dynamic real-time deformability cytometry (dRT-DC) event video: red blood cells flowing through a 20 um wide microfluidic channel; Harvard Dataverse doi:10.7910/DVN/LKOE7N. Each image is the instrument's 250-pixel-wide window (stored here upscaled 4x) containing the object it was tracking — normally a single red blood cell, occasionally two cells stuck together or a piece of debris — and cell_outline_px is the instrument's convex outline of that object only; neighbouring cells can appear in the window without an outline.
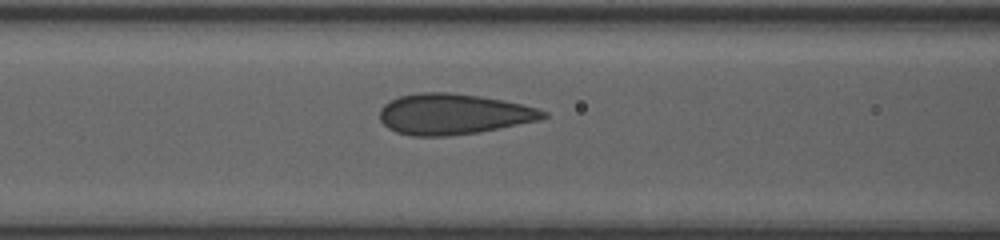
{"species": "human", "species_latin": "Homo sapiens", "temperature_condition": "room temperature", "stored_images_in_passage": 36, "camera_frame_rate_fps": 3000, "um_per_image_px": 0.085, "donor": {"sex": "female"}, "frame": {"image": 1, "passage_image": 13, "time_ms": 4.0, "image_size_px": [1000, 240], "cell_outline_px": [[548, 116], [540, 120], [480, 132], [448, 136], [412, 136], [396, 132], [388, 128], [380, 120], [380, 108], [384, 104], [400, 96], [420, 92], [448, 92], [480, 96], [520, 104], [536, 108], [548, 112]], "centroid_in_image_um": [38.52, 9.7], "position_along_channel_um": 128.1, "area_um2": 38.73}}
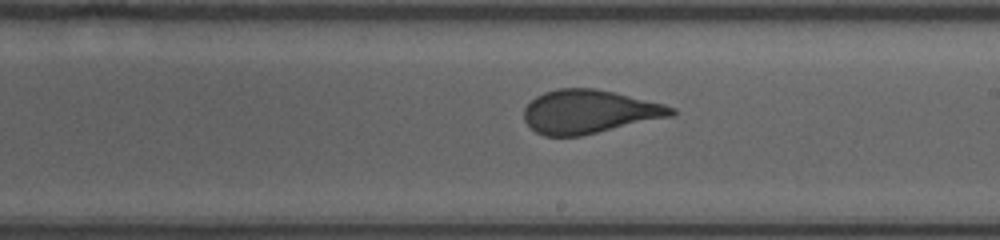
{"frame": {"image": 2, "passage_image": 21, "time_ms": 6.667, "image_size_px": [1000, 240], "cell_outline_px": [[676, 116], [580, 136], [544, 136], [536, 132], [524, 120], [524, 108], [536, 96], [544, 92], [556, 88], [592, 88], [612, 92], [664, 104], [676, 108]], "centroid_in_image_um": [50.11, 9.5], "position_along_channel_um": 238.9, "area_um2": 37.45}}
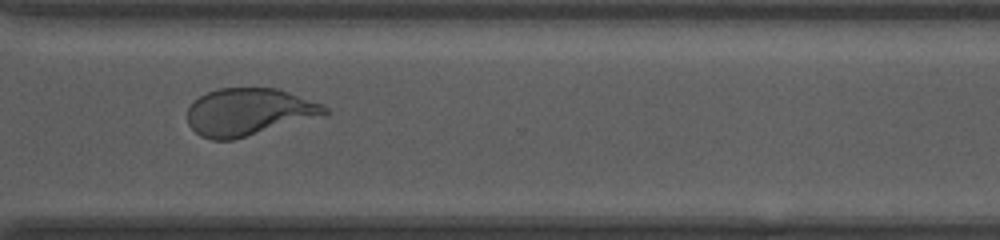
{"frame": {"image": 3, "passage_image": 29, "time_ms": 9.333, "image_size_px": [1000, 240], "cell_outline_px": [[328, 112], [324, 116], [232, 140], [212, 140], [200, 136], [188, 124], [188, 108], [192, 100], [208, 92], [220, 88], [276, 88], [288, 92], [320, 104], [328, 108]], "centroid_in_image_um": [21.12, 9.52], "position_along_channel_um": 349.5, "area_um2": 37.74}, "authors_computed_cell_mechanics": {"area_um2": 38.7838, "velocity_mm_per_s": 4.1567, "shape_relaxation_time_tau1_ms": 6.9473, "shape_relaxation_time_tau2_ms": null, "deformation_change_tau1": 0.1793, "deformation_change_tau2": null}}